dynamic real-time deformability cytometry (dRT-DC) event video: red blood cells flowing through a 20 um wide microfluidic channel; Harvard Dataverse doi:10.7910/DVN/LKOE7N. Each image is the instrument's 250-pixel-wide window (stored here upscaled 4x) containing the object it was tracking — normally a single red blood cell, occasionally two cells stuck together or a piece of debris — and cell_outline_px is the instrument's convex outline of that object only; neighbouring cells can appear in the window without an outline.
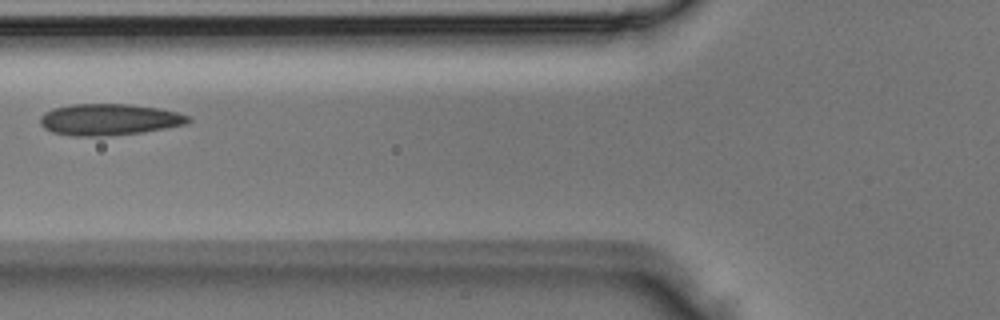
{"species": "Egyptian fruit bat (a non-hibernating species)", "species_latin": "Rousettus aegyptiacus", "temperature_condition": "room temperature", "stored_images_in_passage": 3, "camera_frame_rate_fps": 3000, "um_per_image_px": 0.085, "animal": {"sex": "male"}, "frame": {"image": 1, "passage_image": 3, "time_ms": 0.667, "image_size_px": [1000, 320], "cell_outline_px": [[192, 120], [188, 124], [140, 132], [104, 136], [72, 136], [52, 132], [44, 128], [40, 124], [40, 116], [44, 112], [52, 108], [72, 104], [132, 104], [160, 108], [176, 112], [188, 116]], "centroid_in_image_um": [9.25, 10.15], "position_along_channel_um": 116.5, "area_um2": 27.22}}